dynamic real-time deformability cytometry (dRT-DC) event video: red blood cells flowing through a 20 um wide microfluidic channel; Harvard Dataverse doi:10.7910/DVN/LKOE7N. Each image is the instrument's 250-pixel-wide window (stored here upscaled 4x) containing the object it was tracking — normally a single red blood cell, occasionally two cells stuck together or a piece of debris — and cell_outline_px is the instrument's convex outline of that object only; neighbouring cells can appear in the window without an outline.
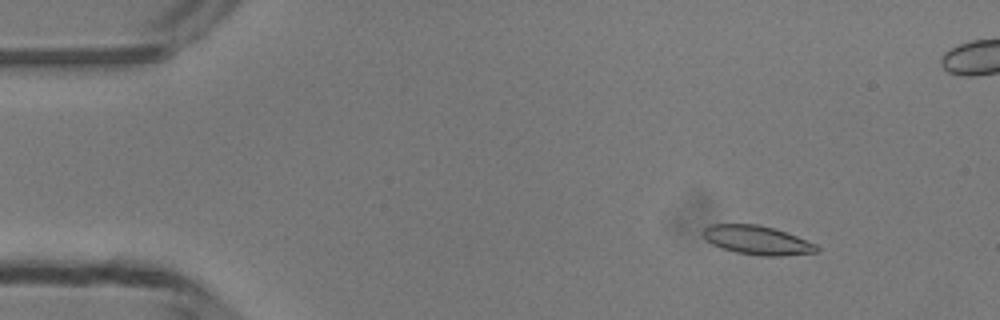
{"species": "common noctule bat (a hibernating species)", "species_latin": "Nyctalus noctula", "temperature_condition": "room temperature", "stored_images_in_passage": 50, "camera_frame_rate_fps": 3000, "um_per_image_px": 0.085, "animal": {"sex": "male", "body_mass_g": 13.3}, "frame": {"image": 1, "passage_image": 6, "time_ms": 1.667, "image_size_px": [1000, 320], "cell_outline_px": [[820, 248], [816, 252], [780, 256], [760, 256], [736, 252], [712, 244], [704, 236], [704, 228], [712, 224], [756, 224], [772, 228], [796, 236], [816, 244]], "centroid_in_image_um": [64.38, 20.42], "position_along_channel_um": 20.6, "area_um2": 18.79}}
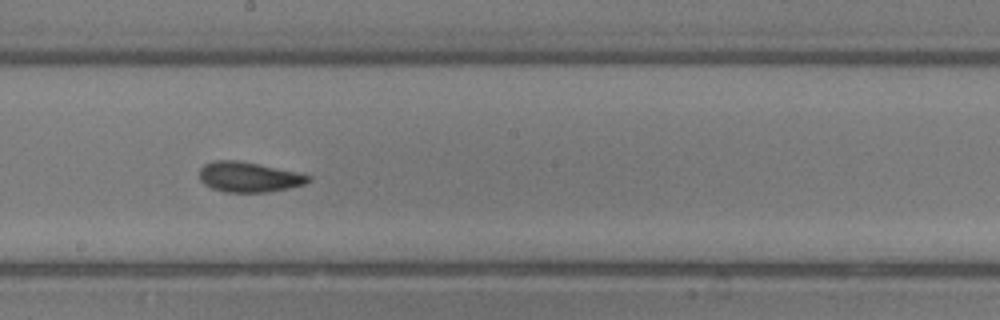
{"frame": {"image": 2, "passage_image": 27, "time_ms": 8.667, "image_size_px": [1000, 320], "cell_outline_px": [[312, 176], [304, 184], [288, 188], [268, 192], [224, 192], [212, 188], [204, 184], [200, 180], [200, 168], [204, 164], [216, 160], [236, 160], [296, 172]], "centroid_in_image_um": [21.1, 15.05], "position_along_channel_um": 227.1, "area_um2": 18.84}}
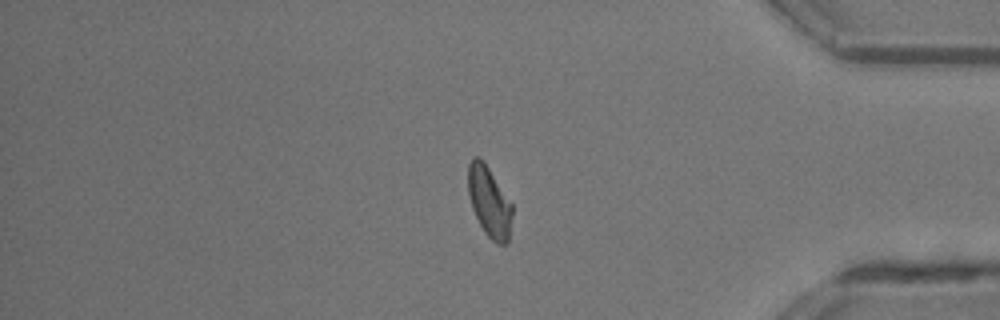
{"frame": {"image": 3, "passage_image": 41, "time_ms": 13.333, "image_size_px": [1000, 320], "cell_outline_px": [[512, 216], [508, 244], [496, 244], [484, 232], [472, 208], [468, 192], [468, 164], [472, 156], [480, 156], [484, 160], [512, 204]], "centroid_in_image_um": [41.58, 17.13], "position_along_channel_um": 393.6, "area_um2": 18.26}, "authors_computed_cell_mechanics": {"area_um2": 18.6694, "velocity_mm_per_s": 4.1916, "shape_relaxation_time_tau1_ms": 2.8119, "shape_relaxation_time_tau2_ms": 1.4235, "deformation_change_tau1": 0.118, "deformation_change_tau2": 0.0854}}